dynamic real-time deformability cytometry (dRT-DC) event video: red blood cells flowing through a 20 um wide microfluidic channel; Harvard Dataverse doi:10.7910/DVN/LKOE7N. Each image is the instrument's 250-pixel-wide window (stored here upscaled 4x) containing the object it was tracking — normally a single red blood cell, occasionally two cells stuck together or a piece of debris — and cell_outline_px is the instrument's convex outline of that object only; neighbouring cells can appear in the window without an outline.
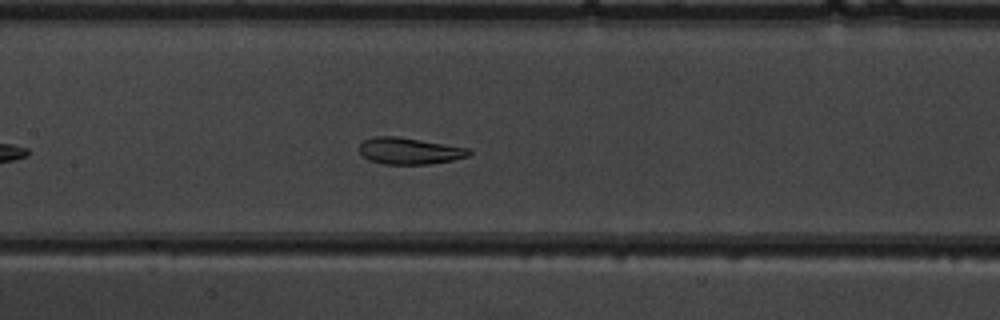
{"species": "common noctule bat (a hibernating species)", "species_latin": "Nyctalus noctula", "temperature_condition": "warm", "stored_images_in_passage": 35, "camera_frame_rate_fps": 3000, "um_per_image_px": 0.085, "animal": {"sex": "male", "body_mass_g": 19.5, "forearm_length_mm": 54.6}, "frame": {"image": 1, "passage_image": 13, "time_ms": 4.0, "image_size_px": [1000, 320], "cell_outline_px": [[472, 152], [468, 156], [452, 160], [428, 164], [384, 164], [368, 160], [360, 152], [360, 144], [364, 140], [372, 136], [396, 136], [472, 148]], "centroid_in_image_um": [34.82, 12.82], "position_along_channel_um": 172.6, "area_um2": 17.05}}
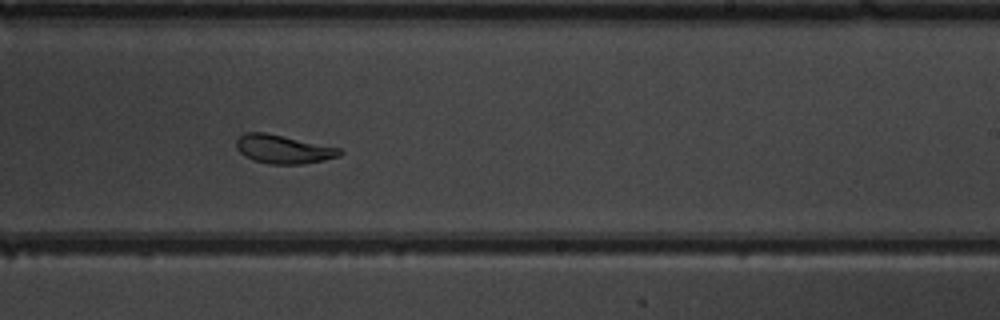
{"frame": {"image": 2, "passage_image": 20, "time_ms": 6.333, "image_size_px": [1000, 320], "cell_outline_px": [[344, 152], [340, 156], [324, 160], [304, 164], [272, 164], [252, 160], [244, 156], [236, 148], [236, 140], [244, 132], [264, 132], [284, 136], [340, 148]], "centroid_in_image_um": [24.07, 12.68], "position_along_channel_um": 264.9, "area_um2": 17.28}}
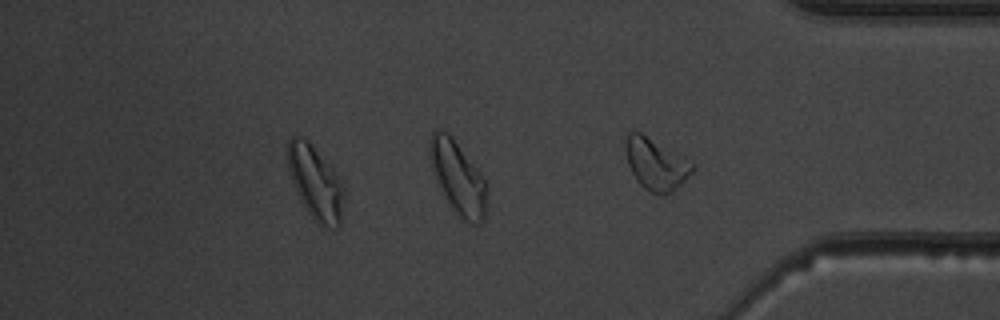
{"frame": {"image": 3, "passage_image": 29, "time_ms": 9.333, "image_size_px": [1000, 320], "cell_outline_px": [[344, 192], [340, 224], [336, 228], [332, 228], [320, 224], [308, 212], [300, 200], [292, 180], [288, 168], [288, 140], [292, 136], [300, 136], [308, 140], [332, 164], [344, 184]], "centroid_in_image_um": [26.84, 15.47], "position_along_channel_um": 408.4, "area_um2": 24.28}, "authors_computed_cell_mechanics": {"area_um2": 17.2244, "velocity_mm_per_s": 3.9765, "shape_relaxation_time_tau1_ms": 4.4656, "shape_relaxation_time_tau2_ms": 2.166, "deformation_change_tau1": 0.1438, "deformation_change_tau2": 0.0514}}